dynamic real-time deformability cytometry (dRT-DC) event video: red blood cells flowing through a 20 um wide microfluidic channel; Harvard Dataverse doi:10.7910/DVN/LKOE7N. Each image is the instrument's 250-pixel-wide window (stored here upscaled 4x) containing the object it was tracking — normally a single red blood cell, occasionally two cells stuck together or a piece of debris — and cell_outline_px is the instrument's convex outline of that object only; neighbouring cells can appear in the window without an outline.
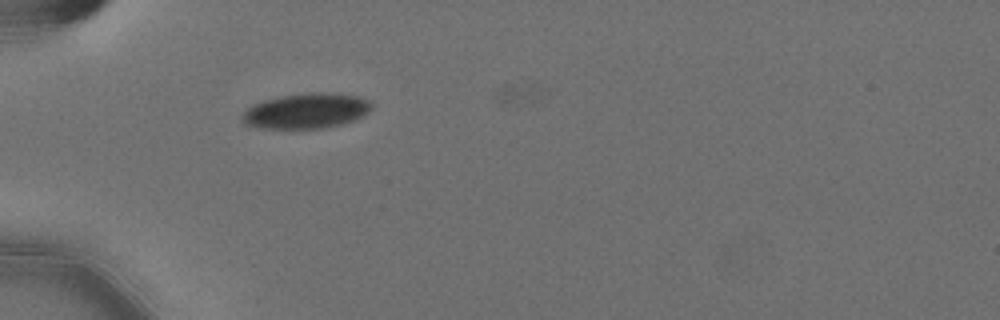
{"species": "Egyptian fruit bat (a non-hibernating species)", "species_latin": "Rousettus aegyptiacus", "temperature_condition": "cold", "stored_images_in_passage": 6, "camera_frame_rate_fps": 3000, "um_per_image_px": 0.085, "animal": {"sex": "female"}, "frame": {"image": 1, "passage_image": 2, "time_ms": 0.333, "image_size_px": [1000, 320], "cell_outline_px": [[372, 108], [364, 116], [356, 120], [328, 128], [256, 128], [244, 124], [240, 120], [240, 116], [252, 104], [264, 100], [280, 96], [312, 92], [340, 92], [360, 96], [368, 100], [372, 104]], "centroid_in_image_um": [26.06, 9.42], "position_along_channel_um": 58.9, "area_um2": 27.17}}